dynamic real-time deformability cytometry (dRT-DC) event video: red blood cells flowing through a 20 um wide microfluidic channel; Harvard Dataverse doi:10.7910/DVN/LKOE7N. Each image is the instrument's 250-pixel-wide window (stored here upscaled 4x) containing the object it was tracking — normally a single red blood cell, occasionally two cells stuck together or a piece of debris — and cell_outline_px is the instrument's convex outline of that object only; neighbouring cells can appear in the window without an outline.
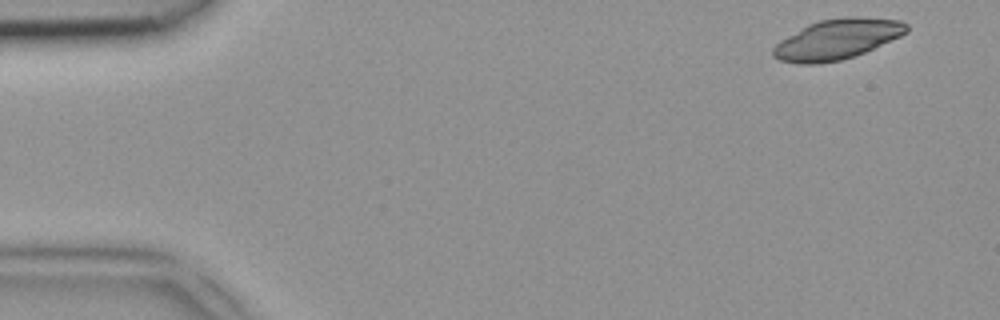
{"species": "common noctule bat (a hibernating species)", "species_latin": "Nyctalus noctula", "temperature_condition": "room temperature", "stored_images_in_passage": 45, "camera_frame_rate_fps": 3000, "um_per_image_px": 0.085, "animal": {"sex": "female", "body_mass_g": 18.4}, "frame": {"image": 1, "passage_image": 1, "time_ms": 0.0, "image_size_px": [1000, 320], "cell_outline_px": [[908, 32], [900, 36], [864, 52], [840, 60], [820, 64], [800, 64], [780, 60], [772, 56], [772, 48], [780, 40], [808, 24], [820, 20], [844, 16], [856, 16], [900, 20], [908, 24]], "centroid_in_image_um": [71.14, 3.33], "position_along_channel_um": 13.9, "area_um2": 31.21}}